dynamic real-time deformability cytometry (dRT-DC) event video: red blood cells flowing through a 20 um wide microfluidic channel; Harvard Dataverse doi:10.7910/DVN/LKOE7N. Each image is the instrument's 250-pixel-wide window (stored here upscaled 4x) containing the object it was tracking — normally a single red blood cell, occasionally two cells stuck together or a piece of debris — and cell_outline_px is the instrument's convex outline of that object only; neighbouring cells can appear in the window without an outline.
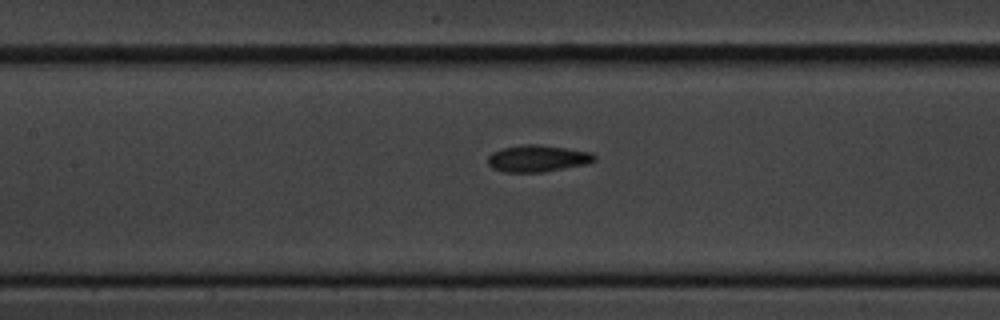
{"species": "common noctule bat (a hibernating species)", "species_latin": "Nyctalus noctula", "temperature_condition": "cold", "stored_images_in_passage": 9, "segment_of_instrument_passage": [2, 2], "camera_frame_rate_fps": 3000, "um_per_image_px": 0.085, "animal": {"sex": "male", "body_mass_g": 20.1, "forearm_length_mm": 53.5}, "frame": {"image": 1, "passage_image": 9, "time_ms": 9.333, "image_size_px": [1000, 320], "cell_outline_px": [[596, 160], [584, 164], [544, 172], [504, 172], [492, 168], [488, 164], [488, 156], [492, 152], [504, 148], [524, 144], [536, 144], [564, 148], [588, 152], [596, 156]], "centroid_in_image_um": [45.65, 13.47], "position_along_channel_um": 161.8, "area_um2": 16.36}}